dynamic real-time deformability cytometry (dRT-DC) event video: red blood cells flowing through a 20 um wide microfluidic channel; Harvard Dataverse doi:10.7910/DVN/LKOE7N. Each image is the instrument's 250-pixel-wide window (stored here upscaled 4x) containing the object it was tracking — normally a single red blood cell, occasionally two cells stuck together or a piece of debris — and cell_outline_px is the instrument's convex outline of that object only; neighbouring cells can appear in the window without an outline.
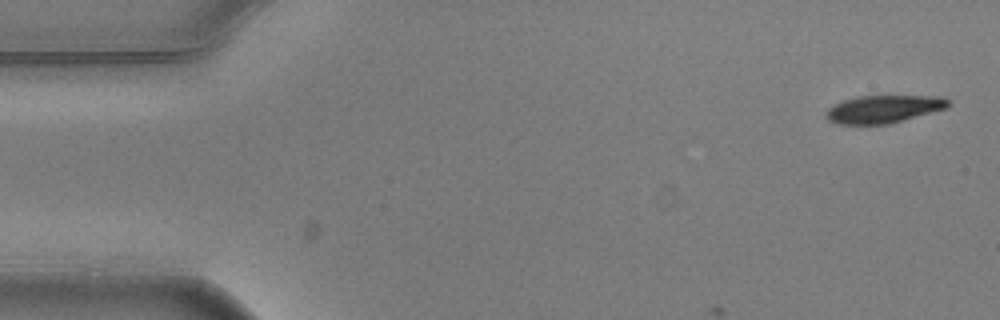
{"species": "common noctule bat (a hibernating species)", "species_latin": "Nyctalus noctula", "temperature_condition": "warm", "stored_images_in_passage": 6, "camera_frame_rate_fps": 3000, "um_per_image_px": 0.085, "animal": {"sex": "male", "body_mass_g": 20.5, "forearm_length_mm": 52.5}, "frame": {"image": 1, "passage_image": 1, "time_ms": 0.0, "image_size_px": [1000, 320], "cell_outline_px": [[948, 104], [944, 108], [888, 124], [836, 124], [828, 120], [824, 116], [824, 112], [828, 108], [844, 100], [856, 96], [944, 96], [948, 100]], "centroid_in_image_um": [75.02, 9.27], "position_along_channel_um": 10.0, "area_um2": 19.48}}
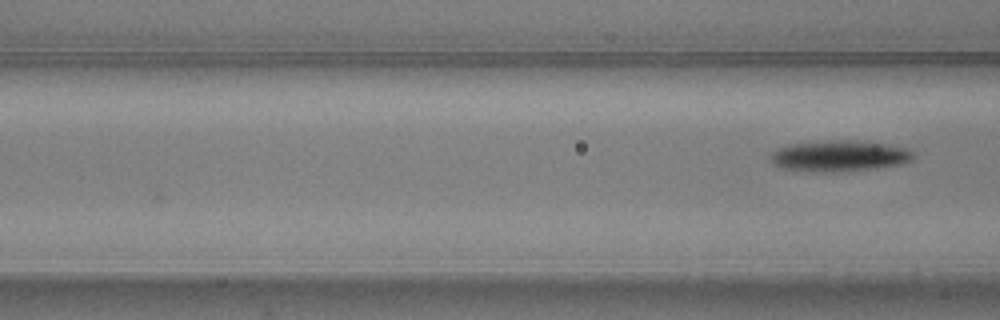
{"frame": {"image": 2, "passage_image": 6, "time_ms": 1.667, "image_size_px": [1000, 320], "cell_outline_px": [[916, 156], [912, 160], [900, 164], [876, 168], [832, 172], [812, 172], [780, 168], [772, 164], [768, 156], [772, 152], [780, 148], [792, 144], [824, 140], [852, 140], [888, 144], [908, 148], [916, 152]], "centroid_in_image_um": [71.35, 13.25], "position_along_channel_um": 95.2, "area_um2": 26.18}}